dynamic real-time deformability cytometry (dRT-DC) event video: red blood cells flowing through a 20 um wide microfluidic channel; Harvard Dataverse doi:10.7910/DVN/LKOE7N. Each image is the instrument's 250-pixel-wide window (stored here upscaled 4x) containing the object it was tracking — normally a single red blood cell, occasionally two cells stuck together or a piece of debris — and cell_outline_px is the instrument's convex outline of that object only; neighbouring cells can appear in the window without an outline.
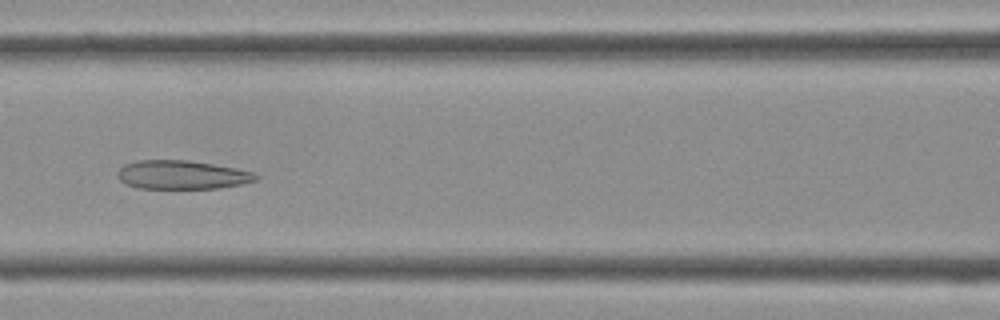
{"species": "Egyptian fruit bat (a non-hibernating species)", "species_latin": "Rousettus aegyptiacus", "temperature_condition": "cold", "stored_images_in_passage": 36, "camera_frame_rate_fps": 3000, "um_per_image_px": 0.085, "frame": {"image": 1, "passage_image": 17, "time_ms": 5.333, "image_size_px": [1000, 320], "cell_outline_px": [[260, 176], [256, 180], [244, 184], [220, 188], [136, 188], [124, 184], [116, 176], [116, 172], [124, 164], [136, 160], [188, 160], [236, 168], [256, 172]], "centroid_in_image_um": [15.46, 14.86], "position_along_channel_um": 151.1, "area_um2": 23.47}}
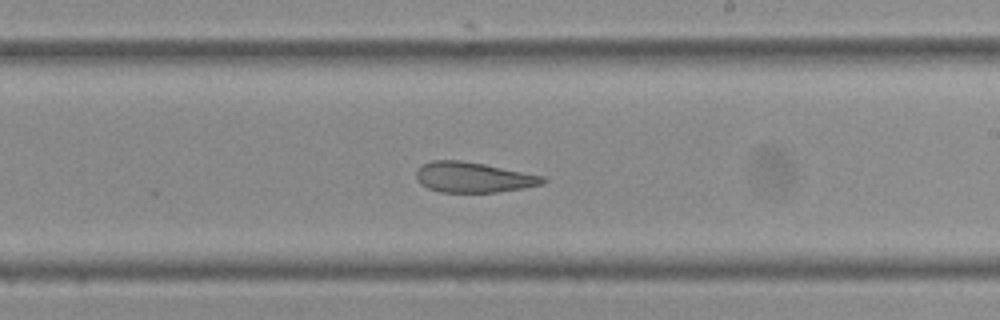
{"frame": {"image": 2, "passage_image": 23, "time_ms": 7.333, "image_size_px": [1000, 320], "cell_outline_px": [[548, 180], [544, 184], [524, 188], [496, 192], [440, 192], [428, 188], [420, 184], [416, 180], [416, 168], [420, 164], [432, 160], [460, 160], [484, 164], [544, 176]], "centroid_in_image_um": [40.2, 15.07], "position_along_channel_um": 248.8, "area_um2": 22.6}}
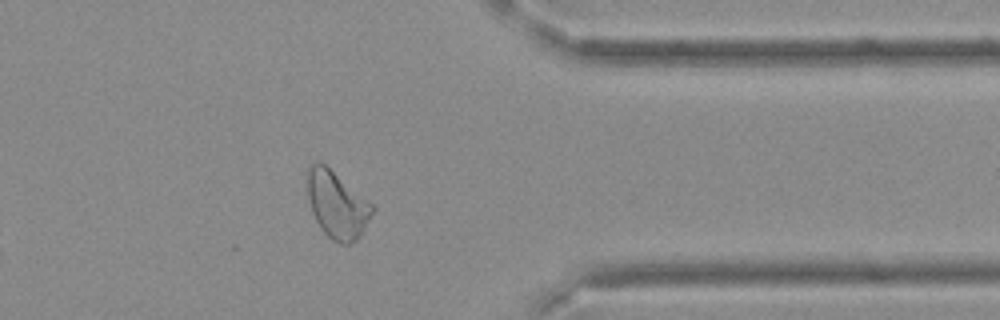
{"frame": {"image": 3, "passage_image": 32, "time_ms": 10.333, "image_size_px": [1000, 320], "cell_outline_px": [[376, 208], [360, 236], [356, 240], [348, 244], [340, 244], [332, 240], [320, 228], [312, 212], [308, 196], [308, 168], [312, 160], [320, 160], [372, 204]], "centroid_in_image_um": [28.64, 17.4], "position_along_channel_um": 382.8, "area_um2": 25.2}}